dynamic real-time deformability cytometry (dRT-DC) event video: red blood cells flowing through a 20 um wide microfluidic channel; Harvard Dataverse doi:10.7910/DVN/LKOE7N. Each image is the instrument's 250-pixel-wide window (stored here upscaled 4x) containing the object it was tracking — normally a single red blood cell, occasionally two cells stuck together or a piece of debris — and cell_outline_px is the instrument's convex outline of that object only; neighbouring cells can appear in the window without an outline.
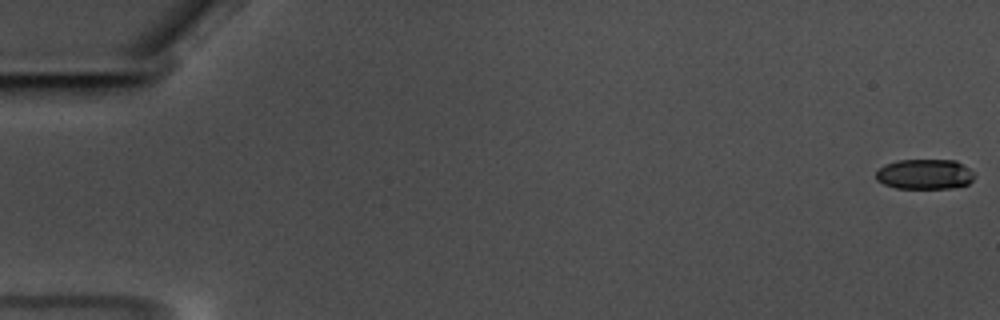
{"species": "common noctule bat (a hibernating species)", "species_latin": "Nyctalus noctula", "temperature_condition": "warm", "stored_images_in_passage": 60, "camera_frame_rate_fps": 3000, "um_per_image_px": 0.085, "animal": {"sex": "male", "body_mass_g": 17.5, "forearm_length_mm": 52.3}, "frame": {"image": 1, "passage_image": 1, "time_ms": 0.0, "image_size_px": [1000, 320], "cell_outline_px": [[976, 176], [968, 184], [952, 188], [896, 188], [884, 184], [876, 180], [876, 172], [884, 164], [900, 160], [956, 160], [968, 168]], "centroid_in_image_um": [78.6, 14.81], "position_along_channel_um": 6.4, "area_um2": 17.28}}
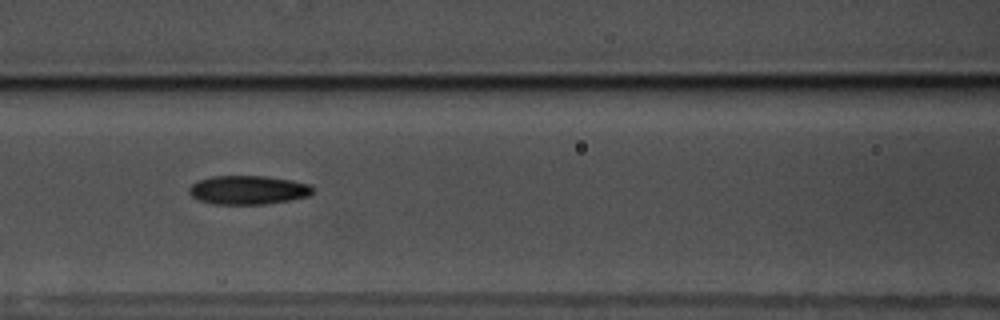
{"frame": {"image": 2, "passage_image": 27, "time_ms": 8.667, "image_size_px": [1000, 320], "cell_outline_px": [[312, 192], [308, 196], [288, 200], [264, 204], [212, 204], [200, 200], [192, 196], [188, 192], [188, 188], [192, 184], [200, 180], [212, 176], [264, 176], [292, 180], [308, 184], [312, 188]], "centroid_in_image_um": [21.05, 16.15], "position_along_channel_um": 145.5, "area_um2": 20.58}}
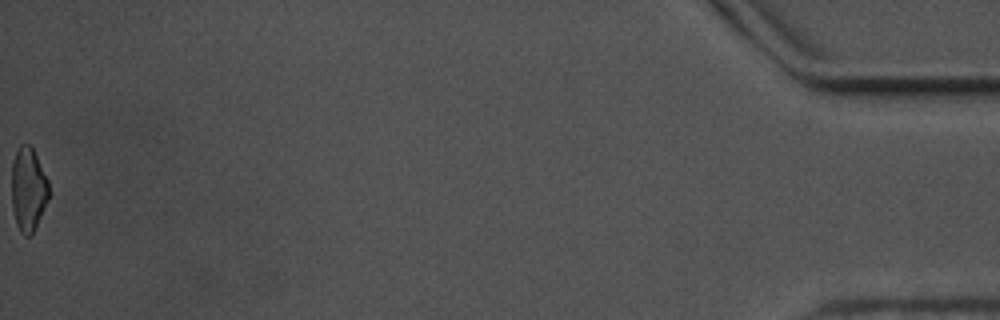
{"frame": {"image": 3, "passage_image": 60, "time_ms": 19.667, "image_size_px": [1000, 320], "cell_outline_px": [[48, 200], [36, 228], [28, 236], [24, 236], [20, 232], [16, 224], [12, 208], [12, 160], [20, 144], [32, 144], [48, 180]], "centroid_in_image_um": [2.4, 16.07], "position_along_channel_um": 432.8, "area_um2": 18.38}, "authors_computed_cell_mechanics": {"area_um2": 19.7387, "velocity_mm_per_s": 3.5128, "shape_relaxation_time_tau1_ms": 8.6516, "shape_relaxation_time_tau2_ms": 6.751, "deformation_change_tau1": 0.1742, "deformation_change_tau2": 0.1413}}